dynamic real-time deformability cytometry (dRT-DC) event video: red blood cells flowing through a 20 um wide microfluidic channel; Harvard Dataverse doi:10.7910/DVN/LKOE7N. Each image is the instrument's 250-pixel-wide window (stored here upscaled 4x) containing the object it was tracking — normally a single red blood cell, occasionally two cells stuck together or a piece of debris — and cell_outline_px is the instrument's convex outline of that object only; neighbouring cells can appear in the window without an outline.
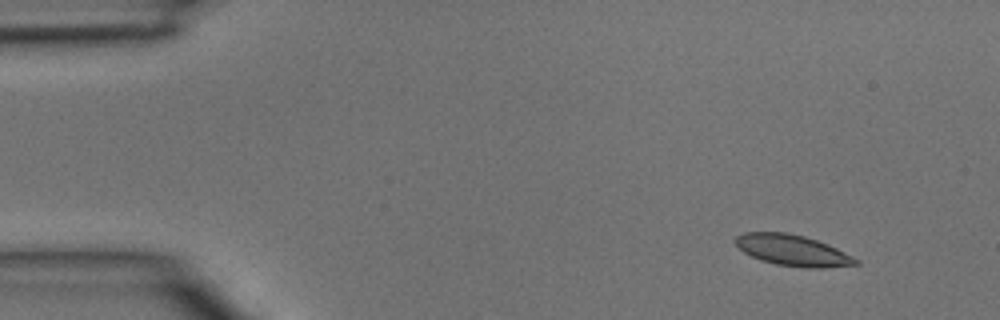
{"species": "common noctule bat (a hibernating species)", "species_latin": "Nyctalus noctula", "temperature_condition": "room temperature", "stored_images_in_passage": 4, "segment_of_instrument_passage": [1, 2], "camera_frame_rate_fps": 3000, "um_per_image_px": 0.085, "animal": {"sex": "male", "body_mass_g": 15.6}, "frame": {"image": 1, "passage_image": 1, "time_ms": 0.0, "image_size_px": [1000, 320], "cell_outline_px": [[860, 264], [824, 268], [808, 268], [776, 264], [760, 260], [744, 252], [732, 240], [736, 236], [744, 232], [788, 232], [804, 236], [828, 244], [860, 260]], "centroid_in_image_um": [67.37, 21.27], "position_along_channel_um": 17.6, "area_um2": 21.79}}